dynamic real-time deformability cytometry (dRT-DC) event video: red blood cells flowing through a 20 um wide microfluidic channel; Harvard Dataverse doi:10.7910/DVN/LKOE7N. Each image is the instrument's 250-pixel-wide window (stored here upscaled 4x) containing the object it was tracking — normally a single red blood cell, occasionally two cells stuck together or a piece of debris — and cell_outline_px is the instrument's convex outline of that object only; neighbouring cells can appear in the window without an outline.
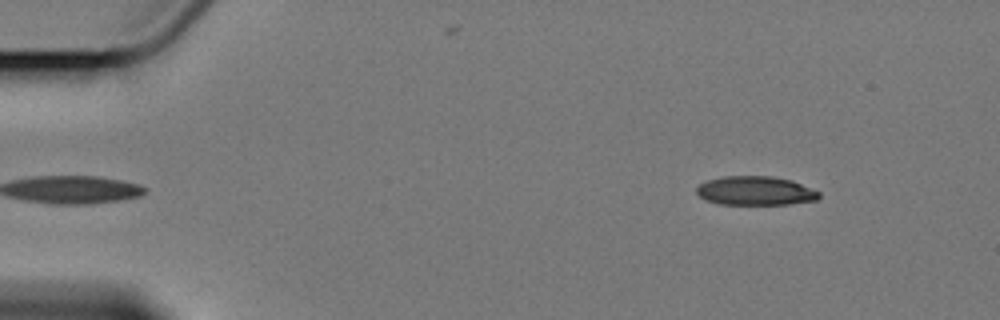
{"species": "Egyptian fruit bat (a non-hibernating species)", "species_latin": "Rousettus aegyptiacus", "temperature_condition": "cold", "stored_images_in_passage": 4, "segment_of_instrument_passage": [2, 2], "camera_frame_rate_fps": 3000, "um_per_image_px": 0.085, "animal": {"sex": "female"}, "frame": {"image": 1, "passage_image": 4, "time_ms": 4.667, "image_size_px": [1000, 320], "cell_outline_px": [[820, 196], [816, 200], [788, 204], [720, 204], [704, 200], [696, 192], [696, 188], [700, 184], [708, 180], [724, 176], [772, 176], [792, 180], [820, 192]], "centroid_in_image_um": [64.2, 16.21], "position_along_channel_um": 20.8, "area_um2": 20.63}}